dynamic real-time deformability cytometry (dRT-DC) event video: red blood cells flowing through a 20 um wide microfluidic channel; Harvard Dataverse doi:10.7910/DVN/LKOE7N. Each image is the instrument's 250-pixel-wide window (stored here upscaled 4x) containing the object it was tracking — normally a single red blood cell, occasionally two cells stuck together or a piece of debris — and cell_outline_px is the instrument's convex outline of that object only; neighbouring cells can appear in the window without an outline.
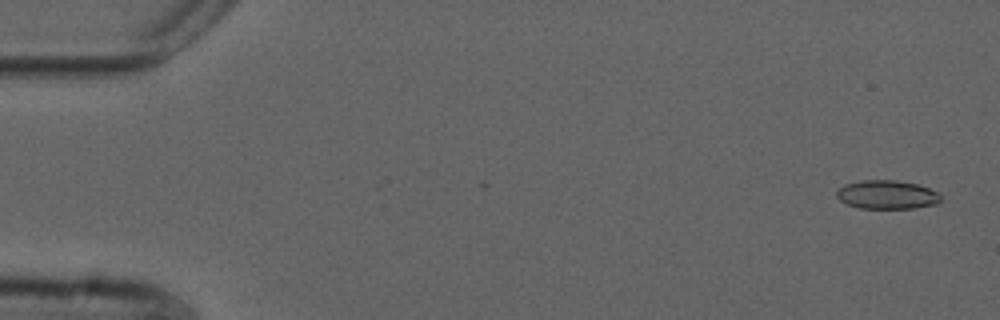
{"species": "common noctule bat (a hibernating species)", "species_latin": "Nyctalus noctula", "temperature_condition": "cold", "stored_images_in_passage": 55, "camera_frame_rate_fps": 3000, "um_per_image_px": 0.085, "animal": {"sex": "male", "forearm_length_mm": 52.5}, "frame": {"image": 1, "passage_image": 2, "time_ms": 0.333, "image_size_px": [1000, 320], "cell_outline_px": [[940, 200], [936, 204], [912, 208], [860, 208], [848, 204], [840, 200], [836, 196], [836, 192], [844, 184], [860, 180], [896, 180], [916, 184], [928, 188], [936, 192], [940, 196]], "centroid_in_image_um": [75.36, 16.54], "position_along_channel_um": 9.6, "area_um2": 17.22}}
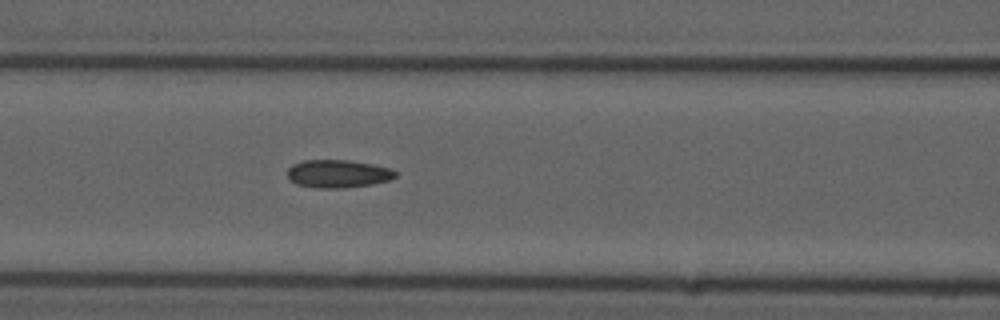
{"frame": {"image": 2, "passage_image": 23, "time_ms": 7.333, "image_size_px": [1000, 320], "cell_outline_px": [[396, 176], [388, 180], [372, 184], [344, 188], [316, 188], [296, 184], [288, 176], [288, 168], [292, 164], [304, 160], [348, 160], [372, 164], [392, 168], [396, 172]], "centroid_in_image_um": [28.73, 14.76], "position_along_channel_um": 137.9, "area_um2": 17.57}}
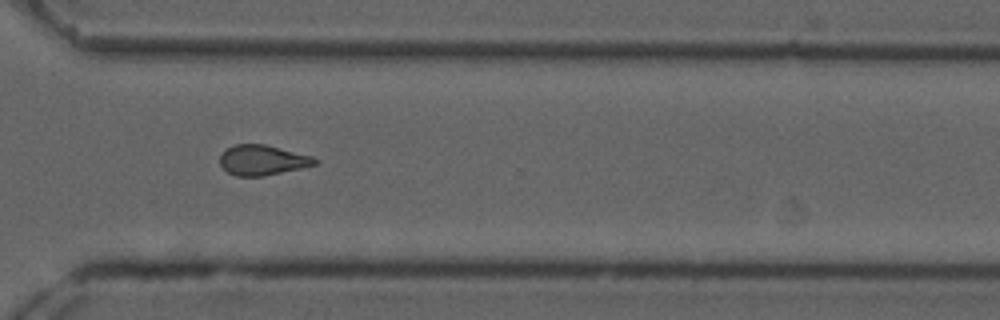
{"frame": {"image": 3, "passage_image": 40, "time_ms": 13.0, "image_size_px": [1000, 320], "cell_outline_px": [[320, 160], [316, 164], [304, 168], [264, 176], [236, 176], [228, 172], [220, 164], [220, 156], [224, 148], [236, 144], [264, 144], [312, 156]], "centroid_in_image_um": [22.32, 13.61], "position_along_channel_um": 348.3, "area_um2": 16.82}, "authors_computed_cell_mechanics": {"area_um2": 17.2822, "velocity_mm_per_s": 3.7241, "shape_relaxation_time_tau1_ms": null, "shape_relaxation_time_tau2_ms": 2.7126, "deformation_change_tau1": null, "deformation_change_tau2": 0.1037}}